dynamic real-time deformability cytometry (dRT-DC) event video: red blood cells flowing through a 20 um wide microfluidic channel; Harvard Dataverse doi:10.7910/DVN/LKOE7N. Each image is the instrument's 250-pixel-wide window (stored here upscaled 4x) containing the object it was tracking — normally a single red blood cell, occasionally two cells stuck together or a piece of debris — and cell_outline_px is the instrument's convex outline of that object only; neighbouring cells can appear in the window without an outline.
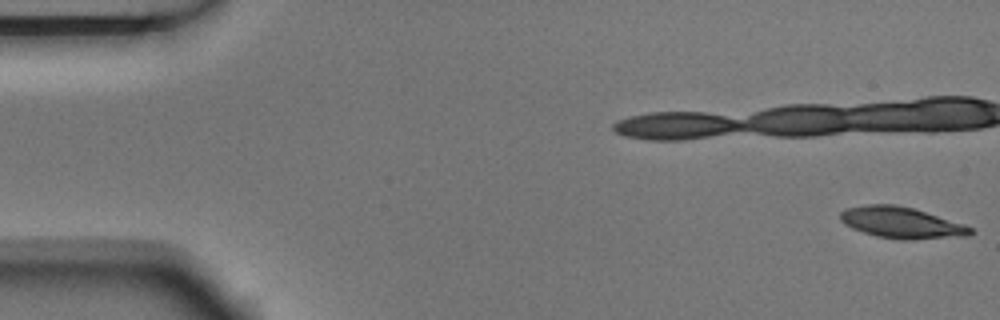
{"species": "Egyptian fruit bat (a non-hibernating species)", "species_latin": "Rousettus aegyptiacus", "temperature_condition": "room temperature", "stored_images_in_passage": 6, "camera_frame_rate_fps": 3000, "um_per_image_px": 0.085, "animal": {"sex": "male"}, "frame": {"image": 1, "passage_image": 1, "time_ms": 0.0, "image_size_px": [1000, 320], "cell_outline_px": [[972, 232], [968, 236], [908, 240], [876, 236], [852, 228], [844, 224], [840, 220], [840, 212], [844, 208], [864, 204], [892, 204], [912, 208], [964, 224], [972, 228]], "centroid_in_image_um": [76.58, 18.92], "position_along_channel_um": 8.4, "area_um2": 23.58}}
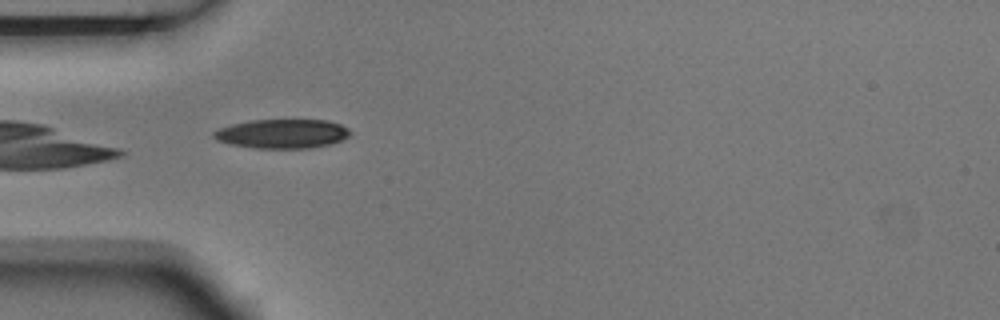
{"frame": {"image": 2, "passage_image": 5, "time_ms": 1.333, "image_size_px": [1000, 320], "cell_outline_px": [[352, 132], [348, 136], [340, 140], [328, 144], [308, 148], [256, 148], [232, 144], [216, 140], [212, 136], [212, 132], [220, 128], [232, 124], [252, 120], [328, 120], [340, 124], [348, 128]], "centroid_in_image_um": [23.98, 11.36], "position_along_channel_um": 61.0, "area_um2": 23.0}}